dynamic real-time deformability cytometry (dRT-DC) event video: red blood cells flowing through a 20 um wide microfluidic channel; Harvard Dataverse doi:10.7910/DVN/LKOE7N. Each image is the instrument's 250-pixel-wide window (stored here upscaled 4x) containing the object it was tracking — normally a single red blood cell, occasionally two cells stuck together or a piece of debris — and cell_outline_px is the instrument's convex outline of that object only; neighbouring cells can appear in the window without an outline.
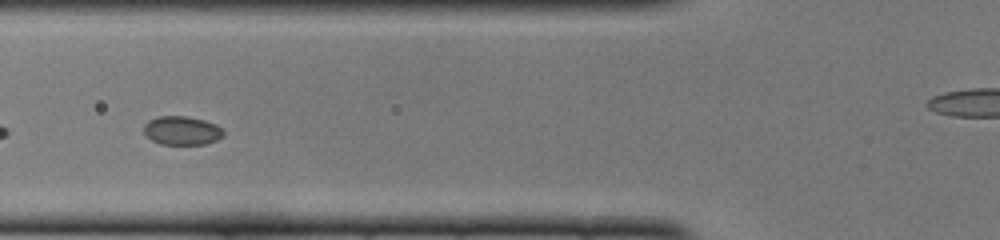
{"species": "common noctule bat (a hibernating species)", "species_latin": "Nyctalus noctula", "temperature_condition": "cold", "stored_images_in_passage": 26, "camera_frame_rate_fps": 3000, "um_per_image_px": 0.085, "animal": {"sex": "female", "body_mass_g": 22.0, "forearm_length_mm": 56.7}, "frame": {"image": 1, "passage_image": 15, "time_ms": 4.667, "image_size_px": [1000, 240], "cell_outline_px": [[224, 136], [216, 140], [204, 144], [160, 144], [152, 140], [144, 132], [144, 124], [148, 120], [156, 116], [188, 116], [204, 120], [216, 124], [224, 132]], "centroid_in_image_um": [15.45, 11.08], "position_along_channel_um": 110.3, "area_um2": 13.35}}